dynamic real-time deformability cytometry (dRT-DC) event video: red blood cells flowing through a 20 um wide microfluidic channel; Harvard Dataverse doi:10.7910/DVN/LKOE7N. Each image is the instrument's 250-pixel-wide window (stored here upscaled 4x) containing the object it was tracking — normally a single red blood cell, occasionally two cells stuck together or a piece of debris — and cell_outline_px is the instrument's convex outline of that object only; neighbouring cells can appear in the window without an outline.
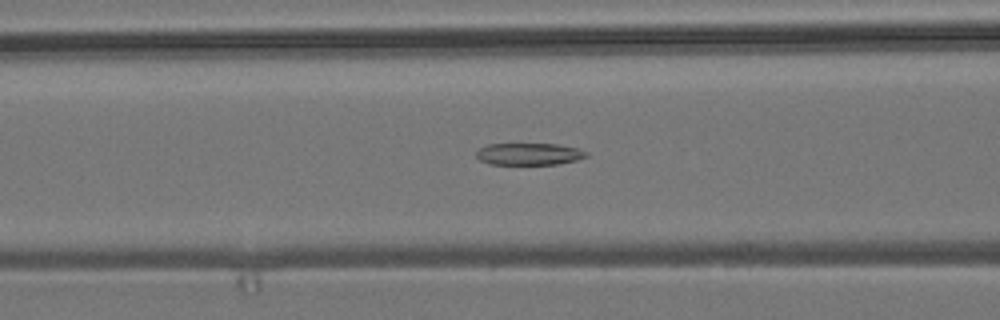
{"species": "common noctule bat (a hibernating species)", "species_latin": "Nyctalus noctula", "temperature_condition": "room temperature", "stored_images_in_passage": 39, "camera_frame_rate_fps": 3000, "um_per_image_px": 0.085, "animal": {"sex": "male", "body_mass_g": 19.2, "forearm_length_mm": 51.8}, "frame": {"image": 1, "passage_image": 12, "time_ms": 3.667, "image_size_px": [1000, 320], "cell_outline_px": [[588, 156], [576, 160], [556, 164], [492, 164], [480, 160], [476, 156], [476, 152], [480, 148], [488, 144], [556, 144], [580, 148], [588, 152]], "centroid_in_image_um": [45.0, 13.08], "position_along_channel_um": 121.6, "area_um2": 14.05}}
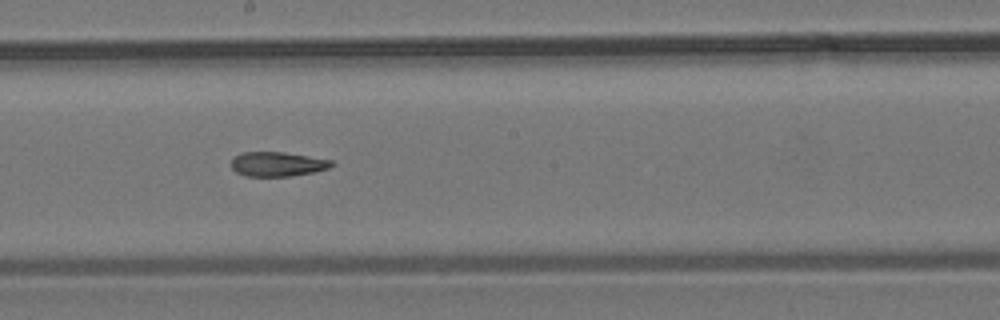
{"frame": {"image": 2, "passage_image": 20, "time_ms": 6.333, "image_size_px": [1000, 320], "cell_outline_px": [[336, 164], [328, 168], [316, 172], [288, 176], [244, 176], [236, 172], [232, 168], [232, 160], [236, 156], [244, 152], [284, 152], [332, 160]], "centroid_in_image_um": [23.62, 13.95], "position_along_channel_um": 224.6, "area_um2": 14.28}}
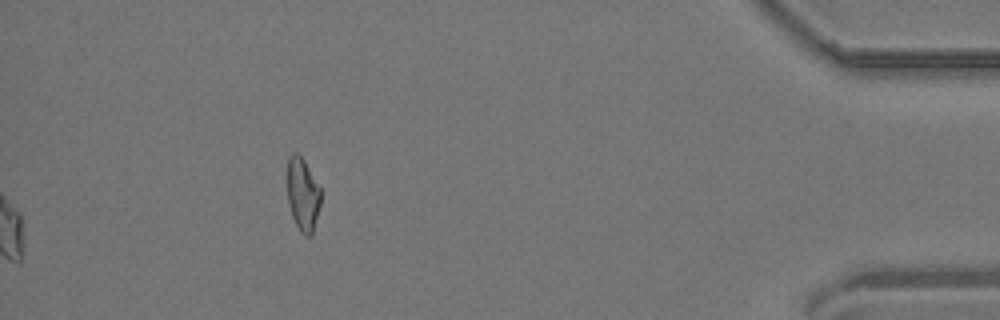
{"frame": {"image": 3, "passage_image": 39, "time_ms": 12.667, "image_size_px": [1000, 320], "cell_outline_px": [[320, 204], [312, 236], [304, 236], [300, 232], [292, 216], [288, 200], [288, 156], [292, 152], [296, 152], [304, 160], [320, 188]], "centroid_in_image_um": [25.73, 16.54], "position_along_channel_um": 409.5, "area_um2": 14.1}, "authors_computed_cell_mechanics": {"area_um2": 15.4326, "velocity_mm_per_s": 3.8542, "shape_relaxation_time_tau1_ms": null, "shape_relaxation_time_tau2_ms": 3.9397, "deformation_change_tau1": null, "deformation_change_tau2": 0.1065}}